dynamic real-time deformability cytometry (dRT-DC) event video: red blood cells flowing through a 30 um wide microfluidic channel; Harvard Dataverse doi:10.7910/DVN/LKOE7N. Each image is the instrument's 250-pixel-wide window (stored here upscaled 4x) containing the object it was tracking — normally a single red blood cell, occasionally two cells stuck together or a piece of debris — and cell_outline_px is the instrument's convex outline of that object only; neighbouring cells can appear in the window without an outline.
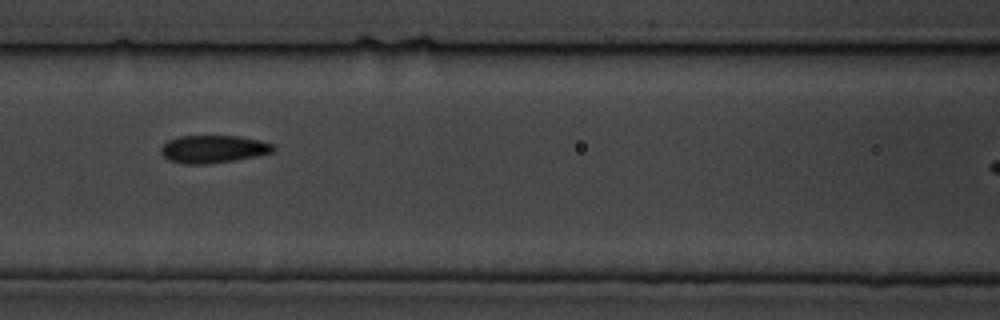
{"species": "common noctule bat (a hibernating species)", "species_latin": "Nyctalus noctula", "temperature_condition": "cold", "stored_images_in_passage": 9, "segment_of_instrument_passage": [1, 2], "camera_frame_rate_fps": 3000, "um_per_image_px": 0.085, "animal": {"sex": "male", "body_mass_g": 19.5, "forearm_length_mm": 54.6}, "frame": {"image": 1, "passage_image": 6, "time_ms": 7.667, "image_size_px": [1000, 320], "cell_outline_px": [[276, 148], [272, 152], [256, 156], [208, 164], [184, 164], [168, 160], [160, 152], [160, 148], [168, 140], [180, 136], [240, 136], [260, 140], [272, 144]], "centroid_in_image_um": [18.11, 12.67], "position_along_channel_um": 148.5, "area_um2": 18.09}}
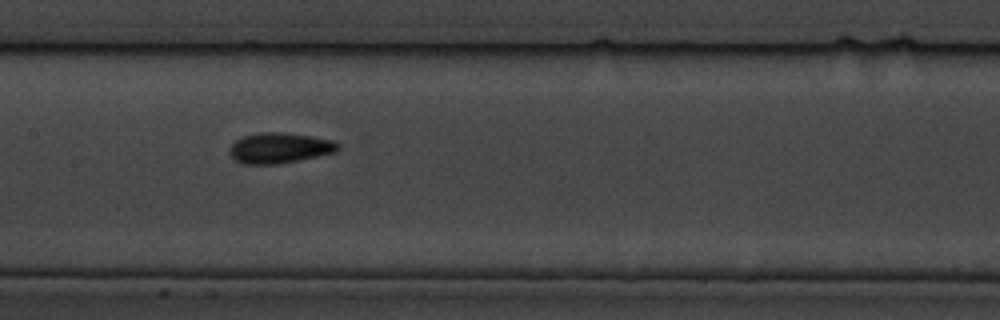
{"frame": {"image": 2, "passage_image": 7, "time_ms": 8.667, "image_size_px": [1000, 320], "cell_outline_px": [[340, 148], [336, 152], [276, 164], [240, 164], [228, 152], [228, 148], [236, 140], [244, 136], [264, 132], [280, 132], [312, 136], [332, 140], [340, 144]], "centroid_in_image_um": [23.75, 12.57], "position_along_channel_um": 183.7, "area_um2": 19.13}}
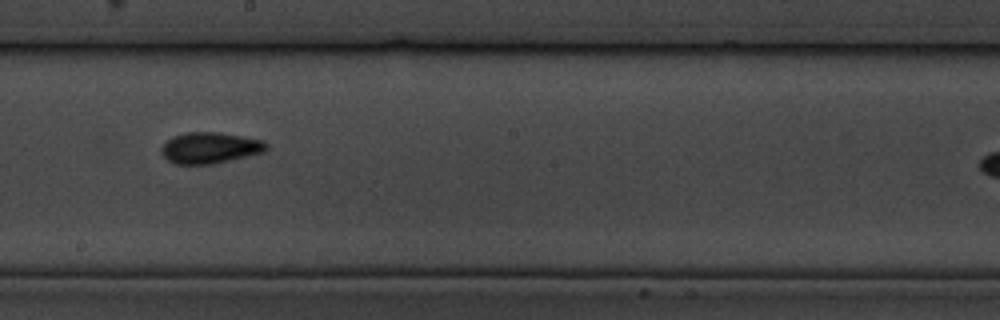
{"frame": {"image": 3, "passage_image": 8, "time_ms": 10.0, "image_size_px": [1000, 320], "cell_outline_px": [[268, 148], [264, 152], [212, 164], [176, 164], [168, 160], [160, 152], [160, 148], [172, 136], [184, 132], [220, 132], [244, 136], [264, 140], [268, 144]], "centroid_in_image_um": [17.86, 12.55], "position_along_channel_um": 230.3, "area_um2": 19.19}}